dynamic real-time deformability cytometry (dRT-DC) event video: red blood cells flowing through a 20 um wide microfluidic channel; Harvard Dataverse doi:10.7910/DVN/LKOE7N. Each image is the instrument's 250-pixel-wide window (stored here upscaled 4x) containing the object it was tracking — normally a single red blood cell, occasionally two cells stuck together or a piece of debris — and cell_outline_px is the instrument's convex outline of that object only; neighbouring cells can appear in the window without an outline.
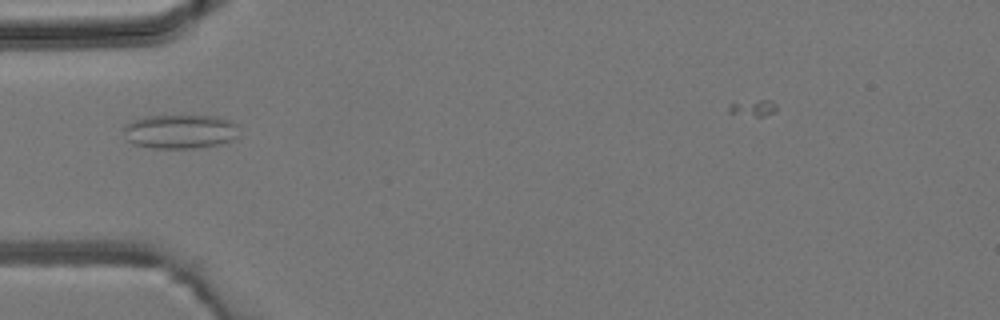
{"species": "common noctule bat (a hibernating species)", "species_latin": "Nyctalus noctula", "temperature_condition": "room temperature", "stored_images_in_passage": 2, "camera_frame_rate_fps": 3000, "um_per_image_px": 0.085, "animal": {"sex": "male", "body_mass_g": 19.2, "forearm_length_mm": 51.8}, "frame": {"image": 1, "passage_image": 1, "time_ms": 0.0, "image_size_px": [1000, 320], "cell_outline_px": [[236, 136], [232, 140], [220, 144], [192, 148], [152, 148], [132, 144], [128, 140], [120, 128], [124, 124], [132, 120], [148, 116], [216, 116], [228, 120], [236, 124]], "centroid_in_image_um": [15.22, 11.18], "position_along_channel_um": 69.8, "area_um2": 22.95}}